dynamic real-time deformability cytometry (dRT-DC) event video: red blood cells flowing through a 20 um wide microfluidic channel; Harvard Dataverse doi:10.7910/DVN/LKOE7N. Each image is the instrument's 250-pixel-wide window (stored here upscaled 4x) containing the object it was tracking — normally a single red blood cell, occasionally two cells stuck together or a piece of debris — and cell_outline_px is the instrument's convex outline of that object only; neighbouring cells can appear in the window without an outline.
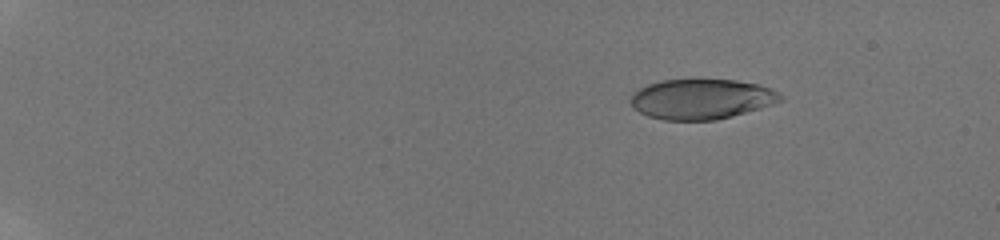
{"species": "human", "species_latin": "Homo sapiens", "temperature_condition": "room temperature", "stored_images_in_passage": 18, "camera_frame_rate_fps": 3000, "um_per_image_px": 0.085, "donor": {"sex": "male"}, "frame": {"image": 1, "passage_image": 4, "time_ms": 2.333, "image_size_px": [1000, 240], "cell_outline_px": [[784, 100], [760, 108], [732, 116], [716, 120], [664, 120], [648, 116], [640, 112], [632, 104], [632, 92], [648, 84], [660, 80], [696, 76], [700, 76], [736, 80], [760, 84], [784, 96]], "centroid_in_image_um": [59.63, 8.36], "position_along_channel_um": 25.4, "area_um2": 36.01}}
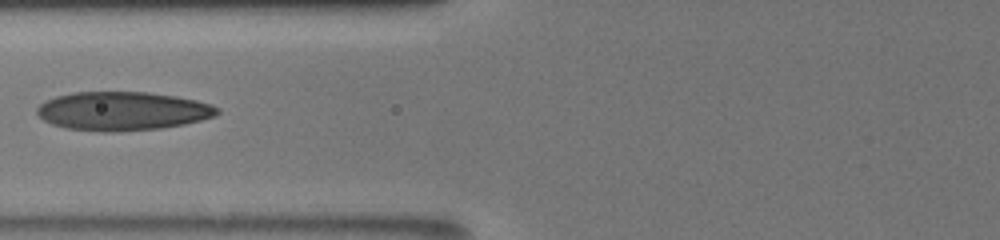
{"frame": {"image": 2, "passage_image": 12, "time_ms": 8.333, "image_size_px": [1000, 240], "cell_outline_px": [[220, 112], [216, 116], [184, 124], [160, 128], [112, 132], [104, 132], [64, 128], [52, 124], [44, 120], [36, 112], [36, 108], [44, 100], [56, 96], [72, 92], [148, 92], [176, 96], [196, 100], [212, 104], [220, 108]], "centroid_in_image_um": [10.41, 9.43], "position_along_channel_um": 115.4, "area_um2": 40.86}}
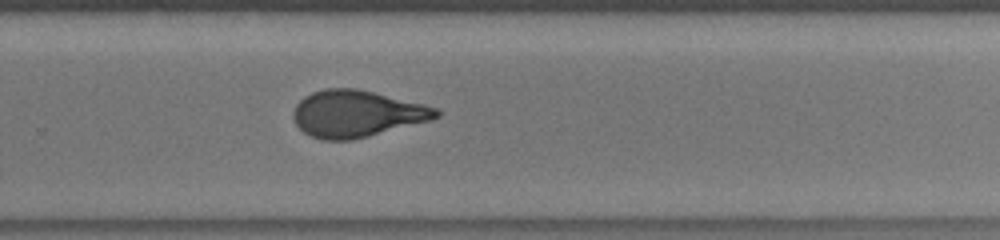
{"frame": {"image": 3, "passage_image": 18, "time_ms": 13.0, "image_size_px": [1000, 240], "cell_outline_px": [[440, 116], [432, 120], [352, 140], [324, 140], [312, 136], [304, 132], [296, 124], [292, 116], [292, 112], [296, 104], [304, 96], [312, 92], [324, 88], [356, 88], [436, 108], [440, 112]], "centroid_in_image_um": [30.27, 9.67], "position_along_channel_um": 299.5, "area_um2": 38.55}}